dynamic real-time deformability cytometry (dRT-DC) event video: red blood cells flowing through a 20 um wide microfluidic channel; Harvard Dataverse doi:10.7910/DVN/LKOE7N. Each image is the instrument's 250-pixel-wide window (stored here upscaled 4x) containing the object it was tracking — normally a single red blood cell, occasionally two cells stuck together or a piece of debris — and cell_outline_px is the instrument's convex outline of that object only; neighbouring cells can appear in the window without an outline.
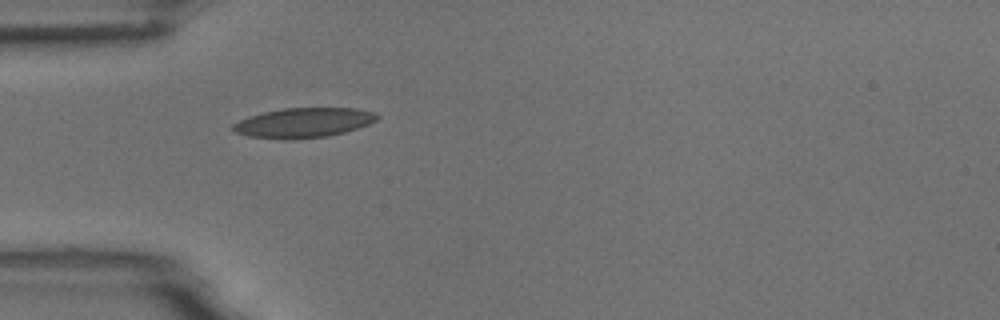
{"species": "common noctule bat (a hibernating species)", "species_latin": "Nyctalus noctula", "temperature_condition": "room temperature", "stored_images_in_passage": 39, "camera_frame_rate_fps": 3000, "um_per_image_px": 0.085, "animal": {"sex": "male", "body_mass_g": 18.8}, "frame": {"image": 1, "passage_image": 1, "time_ms": 0.0, "image_size_px": [1000, 320], "cell_outline_px": [[380, 116], [376, 120], [368, 124], [344, 132], [328, 136], [248, 136], [236, 132], [228, 128], [232, 124], [248, 116], [264, 112], [284, 108], [356, 108], [376, 112]], "centroid_in_image_um": [25.84, 10.37], "position_along_channel_um": 59.2, "area_um2": 23.93}}
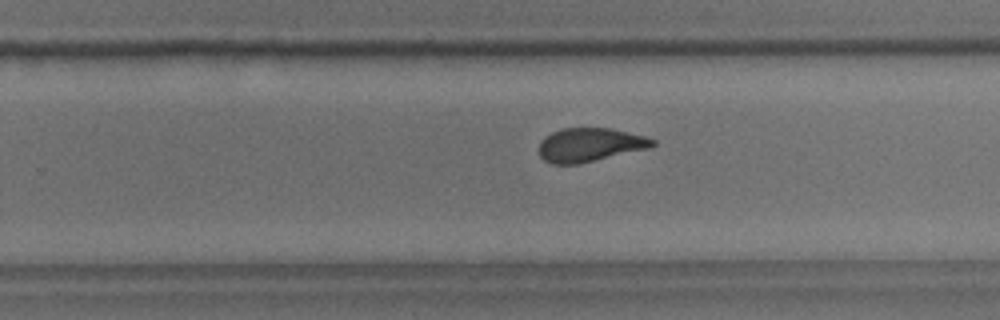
{"frame": {"image": 2, "passage_image": 19, "time_ms": 6.0, "image_size_px": [1000, 320], "cell_outline_px": [[656, 144], [652, 148], [580, 164], [552, 164], [544, 160], [540, 156], [540, 140], [544, 136], [560, 128], [612, 128], [644, 136], [656, 140]], "centroid_in_image_um": [50.16, 12.31], "position_along_channel_um": 279.6, "area_um2": 22.66}}
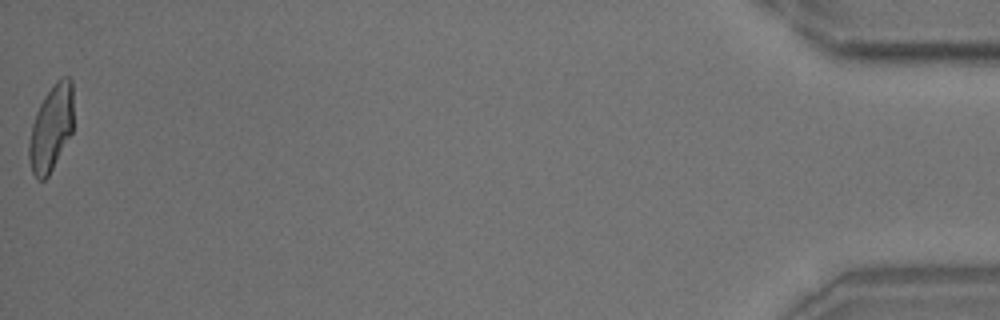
{"frame": {"image": 3, "passage_image": 39, "time_ms": 12.667, "image_size_px": [1000, 320], "cell_outline_px": [[72, 132], [48, 176], [44, 180], [36, 180], [32, 172], [28, 156], [28, 144], [32, 124], [36, 112], [44, 96], [56, 80], [64, 76], [68, 76], [72, 80]], "centroid_in_image_um": [4.33, 10.89], "position_along_channel_um": 430.9, "area_um2": 22.2}, "authors_computed_cell_mechanics": {"area_um2": 22.8888, "velocity_mm_per_s": 3.7141, "shape_relaxation_time_tau1_ms": 6.5386, "shape_relaxation_time_tau2_ms": 1.1828, "deformation_change_tau1": 0.1768, "deformation_change_tau2": 0.0794}}